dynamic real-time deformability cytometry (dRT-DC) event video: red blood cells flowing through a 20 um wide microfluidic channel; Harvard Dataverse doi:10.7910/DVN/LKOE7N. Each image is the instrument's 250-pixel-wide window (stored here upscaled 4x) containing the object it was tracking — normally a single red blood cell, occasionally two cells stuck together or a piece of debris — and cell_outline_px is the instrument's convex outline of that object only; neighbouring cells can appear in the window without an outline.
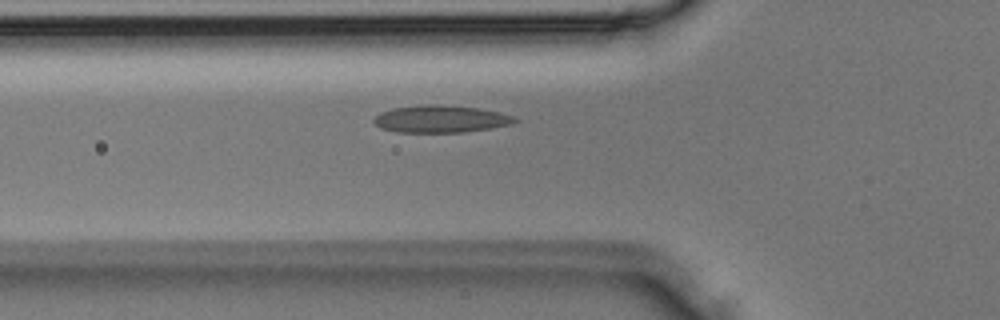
{"species": "Egyptian fruit bat (a non-hibernating species)", "species_latin": "Rousettus aegyptiacus", "temperature_condition": "room temperature", "stored_images_in_passage": 6, "camera_frame_rate_fps": 3000, "um_per_image_px": 0.085, "animal": {"sex": "male"}, "frame": {"image": 1, "passage_image": 6, "time_ms": 1.667, "image_size_px": [1000, 320], "cell_outline_px": [[520, 120], [512, 124], [464, 132], [396, 132], [380, 128], [372, 120], [380, 112], [392, 108], [428, 104], [432, 104], [476, 108], [500, 112], [512, 116]], "centroid_in_image_um": [37.43, 10.11], "position_along_channel_um": 88.4, "area_um2": 22.2}}